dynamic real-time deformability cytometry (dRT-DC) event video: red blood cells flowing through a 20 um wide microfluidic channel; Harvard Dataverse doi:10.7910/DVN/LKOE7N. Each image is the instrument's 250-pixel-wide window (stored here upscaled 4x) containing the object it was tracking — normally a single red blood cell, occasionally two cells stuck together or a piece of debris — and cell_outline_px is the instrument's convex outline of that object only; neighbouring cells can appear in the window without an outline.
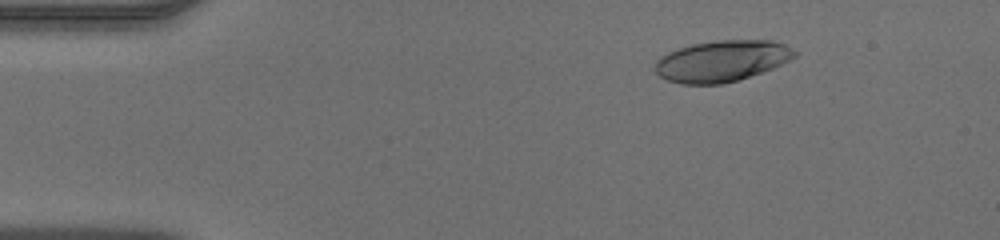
{"species": "human", "species_latin": "Homo sapiens", "temperature_condition": "warm", "stored_images_in_passage": 49, "camera_frame_rate_fps": 3000, "um_per_image_px": 0.085, "donor": {"sex": "male"}, "frame": {"image": 1, "passage_image": 7, "time_ms": 2.0, "image_size_px": [1000, 240], "cell_outline_px": [[800, 52], [796, 56], [772, 68], [736, 80], [720, 84], [680, 84], [668, 80], [660, 76], [656, 72], [656, 60], [660, 56], [668, 52], [692, 44], [716, 40], [772, 40], [784, 44]], "centroid_in_image_um": [61.35, 5.17], "position_along_channel_um": 23.6, "area_um2": 33.29}}
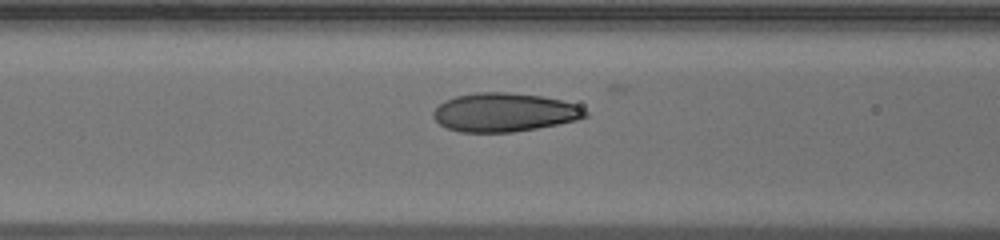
{"frame": {"image": 2, "passage_image": 20, "time_ms": 6.333, "image_size_px": [1000, 240], "cell_outline_px": [[588, 116], [576, 120], [536, 128], [512, 132], [460, 132], [448, 128], [440, 124], [432, 116], [432, 112], [440, 104], [456, 96], [476, 92], [508, 92], [540, 96], [560, 100], [576, 104], [588, 112]], "centroid_in_image_um": [42.86, 9.55], "position_along_channel_um": 123.7, "area_um2": 33.99}}
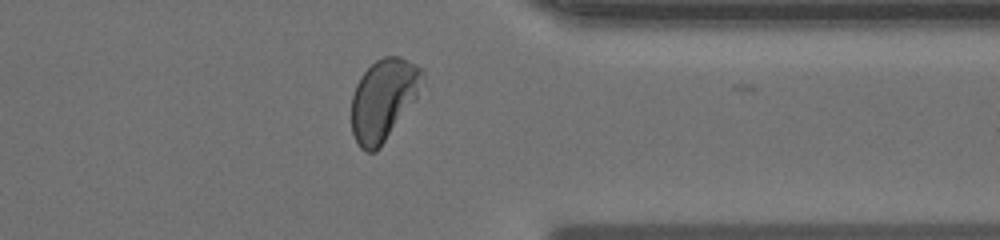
{"frame": {"image": 3, "passage_image": 39, "time_ms": 12.667, "image_size_px": [1000, 240], "cell_outline_px": [[424, 80], [416, 100], [380, 148], [376, 152], [368, 152], [360, 148], [352, 132], [352, 96], [356, 84], [360, 76], [376, 60], [384, 56], [400, 56], [420, 68], [424, 72]], "centroid_in_image_um": [32.6, 8.47], "position_along_channel_um": 378.8, "area_um2": 33.76}}